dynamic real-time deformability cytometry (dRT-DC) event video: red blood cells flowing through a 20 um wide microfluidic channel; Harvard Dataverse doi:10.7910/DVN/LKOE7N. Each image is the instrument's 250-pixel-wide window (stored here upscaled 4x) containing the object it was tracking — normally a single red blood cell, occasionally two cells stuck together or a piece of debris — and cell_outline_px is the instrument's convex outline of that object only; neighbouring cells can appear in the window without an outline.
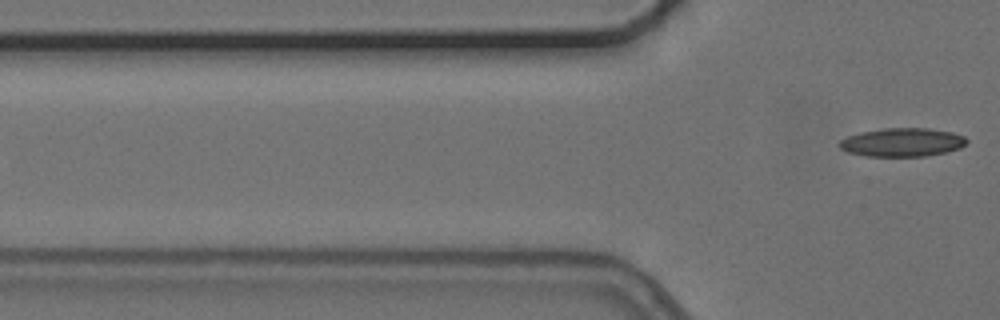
{"species": "common noctule bat (a hibernating species)", "species_latin": "Nyctalus noctula", "temperature_condition": "cold", "stored_images_in_passage": 6, "camera_frame_rate_fps": 3000, "um_per_image_px": 0.085, "animal": {"sex": "female", "body_mass_g": 24.6, "forearm_length_mm": 56.2}, "frame": {"image": 1, "passage_image": 6, "time_ms": 6.667, "image_size_px": [1000, 320], "cell_outline_px": [[968, 140], [960, 148], [944, 152], [924, 156], [864, 156], [848, 152], [840, 148], [836, 144], [840, 140], [848, 136], [860, 132], [884, 128], [928, 128], [952, 132], [964, 136]], "centroid_in_image_um": [76.65, 12.09], "position_along_channel_um": 49.1, "area_um2": 21.15}}